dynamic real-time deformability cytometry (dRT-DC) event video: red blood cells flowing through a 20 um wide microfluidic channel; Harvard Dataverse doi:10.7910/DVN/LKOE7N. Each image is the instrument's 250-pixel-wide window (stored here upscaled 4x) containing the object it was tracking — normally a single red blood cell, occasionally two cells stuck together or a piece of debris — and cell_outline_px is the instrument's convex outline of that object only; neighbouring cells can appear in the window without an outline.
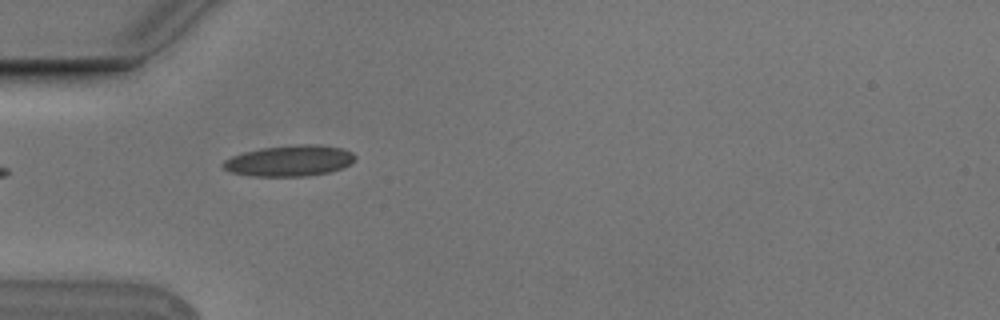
{"species": "Egyptian fruit bat (a non-hibernating species)", "species_latin": "Rousettus aegyptiacus", "temperature_condition": "cold", "stored_images_in_passage": 9, "camera_frame_rate_fps": 3000, "um_per_image_px": 0.085, "animal": {"sex": "male"}, "frame": {"image": 1, "passage_image": 3, "time_ms": 0.667, "image_size_px": [1000, 320], "cell_outline_px": [[356, 156], [348, 164], [340, 168], [328, 172], [308, 176], [252, 176], [232, 172], [224, 168], [220, 164], [224, 160], [232, 156], [244, 152], [264, 148], [296, 144], [316, 144], [340, 148], [352, 152]], "centroid_in_image_um": [24.58, 13.66], "position_along_channel_um": 60.4, "area_um2": 23.52}}
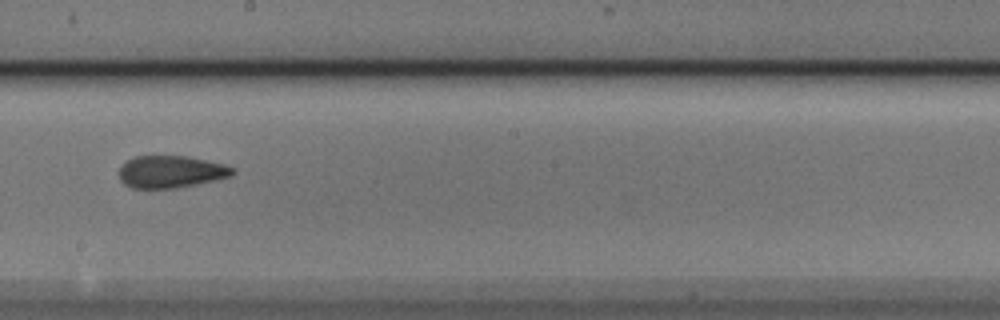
{"frame": {"image": 2, "passage_image": 7, "time_ms": 2.0, "image_size_px": [1000, 320], "cell_outline_px": [[236, 172], [232, 176], [196, 184], [176, 188], [132, 188], [124, 184], [120, 180], [120, 168], [132, 156], [188, 156], [224, 164], [236, 168]], "centroid_in_image_um": [14.56, 14.59], "position_along_channel_um": 233.6, "area_um2": 21.33}}
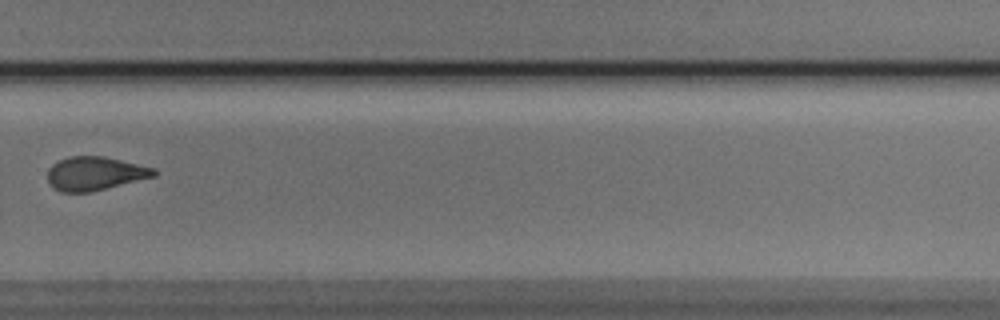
{"frame": {"image": 3, "passage_image": 9, "time_ms": 2.667, "image_size_px": [1000, 320], "cell_outline_px": [[156, 176], [88, 192], [60, 192], [48, 180], [48, 168], [52, 164], [68, 156], [104, 156], [156, 168]], "centroid_in_image_um": [8.08, 14.73], "position_along_channel_um": 321.7, "area_um2": 20.63}}